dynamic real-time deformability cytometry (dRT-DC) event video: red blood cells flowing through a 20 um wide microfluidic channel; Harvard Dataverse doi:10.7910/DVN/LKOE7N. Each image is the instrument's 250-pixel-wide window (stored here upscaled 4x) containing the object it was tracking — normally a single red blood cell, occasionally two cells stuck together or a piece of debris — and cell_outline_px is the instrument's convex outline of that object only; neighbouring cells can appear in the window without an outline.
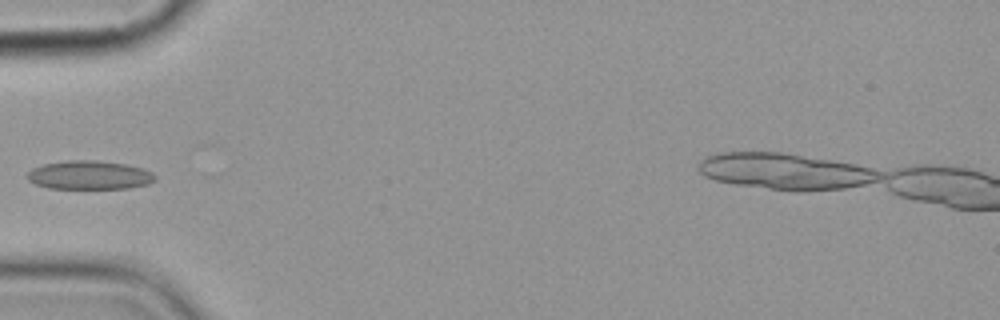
{"species": "common noctule bat (a hibernating species)", "species_latin": "Nyctalus noctula", "temperature_condition": "cold", "stored_images_in_passage": 6, "camera_frame_rate_fps": 3000, "um_per_image_px": 0.085, "animal": {"sex": "female", "body_mass_g": 19.9}, "frame": {"image": 1, "passage_image": 5, "time_ms": 5.667, "image_size_px": [1000, 320], "cell_outline_px": [[156, 180], [148, 184], [128, 188], [48, 188], [36, 184], [28, 180], [24, 176], [32, 168], [44, 164], [68, 160], [96, 160], [124, 164], [140, 168], [152, 172], [156, 176]], "centroid_in_image_um": [7.57, 14.88], "position_along_channel_um": 77.4, "area_um2": 21.33}}
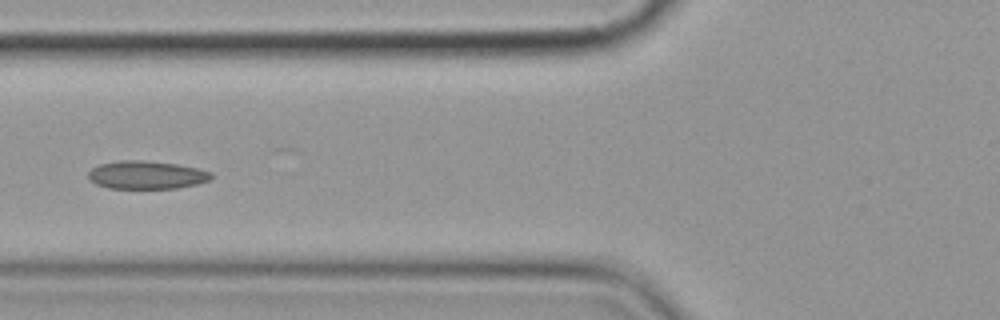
{"frame": {"image": 2, "passage_image": 6, "time_ms": 6.667, "image_size_px": [1000, 320], "cell_outline_px": [[212, 180], [196, 184], [176, 188], [108, 188], [96, 184], [88, 180], [88, 172], [92, 168], [100, 164], [120, 160], [144, 160], [176, 164], [196, 168], [212, 172]], "centroid_in_image_um": [12.44, 14.87], "position_along_channel_um": 113.4, "area_um2": 20.17}}